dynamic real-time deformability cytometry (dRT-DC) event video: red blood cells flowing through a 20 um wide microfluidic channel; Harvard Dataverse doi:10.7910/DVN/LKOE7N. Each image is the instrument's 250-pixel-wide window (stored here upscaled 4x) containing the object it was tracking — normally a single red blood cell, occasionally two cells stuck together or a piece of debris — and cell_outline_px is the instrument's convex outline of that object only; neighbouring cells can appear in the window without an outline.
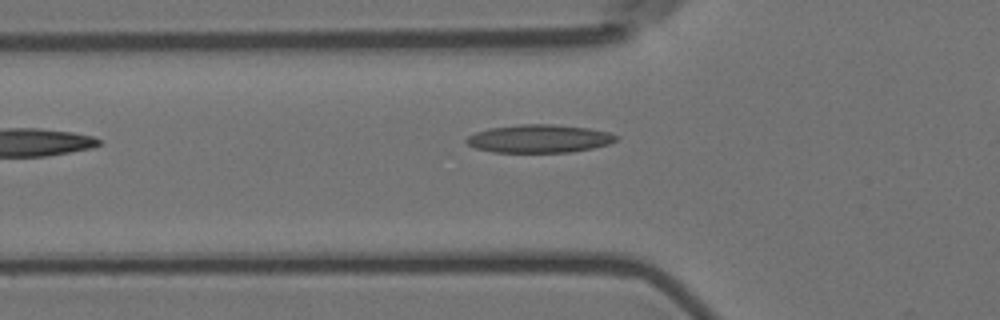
{"species": "Egyptian fruit bat (a non-hibernating species)", "species_latin": "Rousettus aegyptiacus", "temperature_condition": "room temperature", "stored_images_in_passage": 6, "camera_frame_rate_fps": 3000, "um_per_image_px": 0.085, "animal": {"sex": "female"}, "frame": {"image": 1, "passage_image": 5, "time_ms": 1.333, "image_size_px": [1000, 320], "cell_outline_px": [[620, 136], [616, 140], [608, 144], [592, 148], [572, 152], [492, 152], [476, 148], [468, 144], [464, 140], [468, 136], [476, 132], [488, 128], [520, 124], [552, 124], [588, 128], [608, 132]], "centroid_in_image_um": [45.82, 11.78], "position_along_channel_um": 80.0, "area_um2": 24.51}}